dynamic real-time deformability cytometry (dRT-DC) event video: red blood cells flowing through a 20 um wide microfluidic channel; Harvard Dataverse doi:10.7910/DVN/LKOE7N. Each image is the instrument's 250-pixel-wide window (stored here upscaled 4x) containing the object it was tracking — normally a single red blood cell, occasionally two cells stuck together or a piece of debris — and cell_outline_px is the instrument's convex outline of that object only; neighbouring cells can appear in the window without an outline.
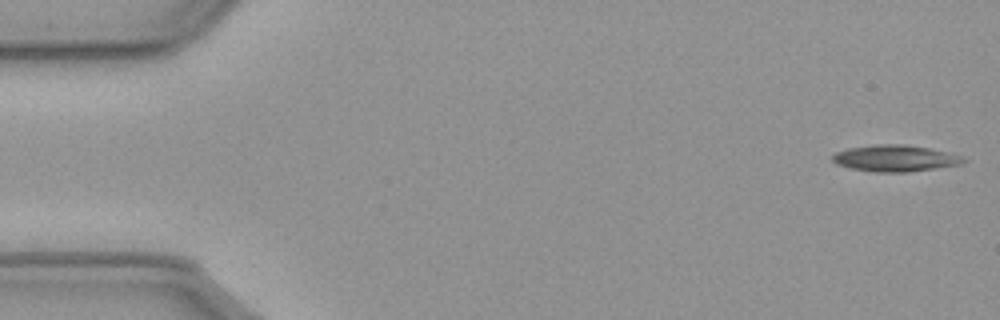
{"species": "common noctule bat (a hibernating species)", "species_latin": "Nyctalus noctula", "temperature_condition": "cold", "stored_images_in_passage": 54, "camera_frame_rate_fps": 3000, "um_per_image_px": 0.085, "animal": {"sex": "male", "body_mass_g": 23.1, "forearm_length_mm": 52.7}, "frame": {"image": 1, "passage_image": 1, "time_ms": 0.0, "image_size_px": [1000, 320], "cell_outline_px": [[968, 160], [960, 164], [936, 168], [908, 172], [876, 172], [852, 168], [836, 164], [832, 160], [832, 156], [836, 152], [848, 148], [872, 144], [904, 144], [928, 148], [964, 156]], "centroid_in_image_um": [76.09, 13.45], "position_along_channel_um": 8.9, "area_um2": 20.17}}
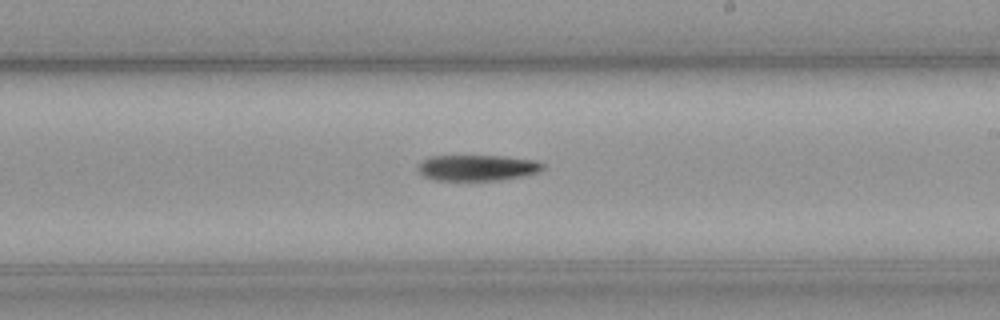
{"frame": {"image": 2, "passage_image": 32, "time_ms": 10.333, "image_size_px": [1000, 320], "cell_outline_px": [[544, 168], [536, 172], [520, 176], [500, 180], [436, 180], [424, 176], [416, 168], [428, 156], [500, 156], [532, 160], [544, 164]], "centroid_in_image_um": [40.53, 14.26], "position_along_channel_um": 248.5, "area_um2": 18.5}}
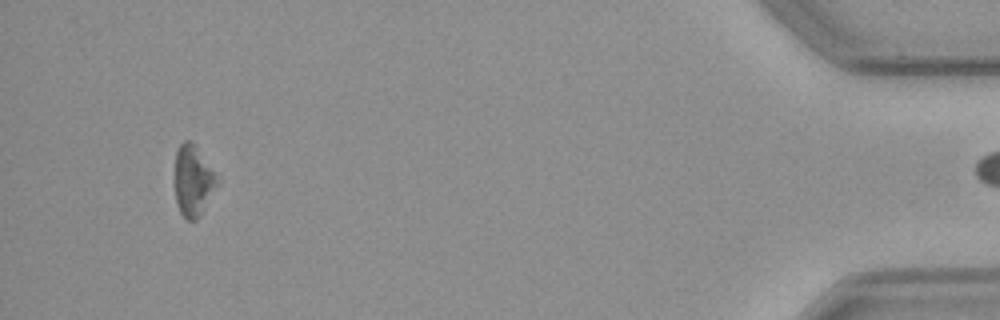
{"frame": {"image": 3, "passage_image": 53, "time_ms": 17.333, "image_size_px": [1000, 320], "cell_outline_px": [[220, 184], [200, 216], [196, 220], [188, 220], [180, 212], [176, 204], [176, 152], [180, 144], [184, 140], [192, 140], [220, 180]], "centroid_in_image_um": [16.46, 15.37], "position_along_channel_um": 418.7, "area_um2": 17.57}}